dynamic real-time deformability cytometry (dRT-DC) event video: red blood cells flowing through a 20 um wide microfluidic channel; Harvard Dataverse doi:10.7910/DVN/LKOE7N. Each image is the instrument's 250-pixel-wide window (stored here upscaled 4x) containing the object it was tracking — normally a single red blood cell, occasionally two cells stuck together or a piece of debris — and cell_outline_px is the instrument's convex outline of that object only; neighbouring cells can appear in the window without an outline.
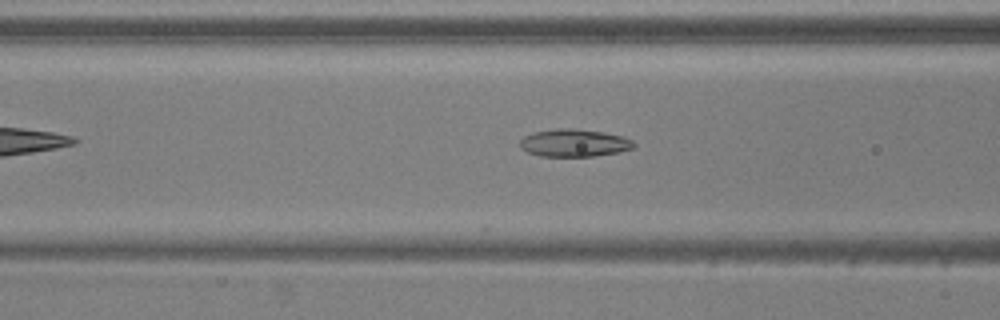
{"species": "common noctule bat (a hibernating species)", "species_latin": "Nyctalus noctula", "temperature_condition": "warm", "stored_images_in_passage": 44, "camera_frame_rate_fps": 3000, "um_per_image_px": 0.085, "animal": {"sex": "male", "body_mass_g": 20.5, "forearm_length_mm": 52.5}, "frame": {"image": 1, "passage_image": 12, "time_ms": 3.667, "image_size_px": [1000, 320], "cell_outline_px": [[636, 144], [632, 148], [616, 152], [592, 156], [540, 156], [528, 152], [520, 148], [520, 140], [524, 136], [532, 132], [556, 128], [576, 128], [604, 132], [624, 136], [632, 140]], "centroid_in_image_um": [48.78, 12.13], "position_along_channel_um": 117.8, "area_um2": 18.38}}
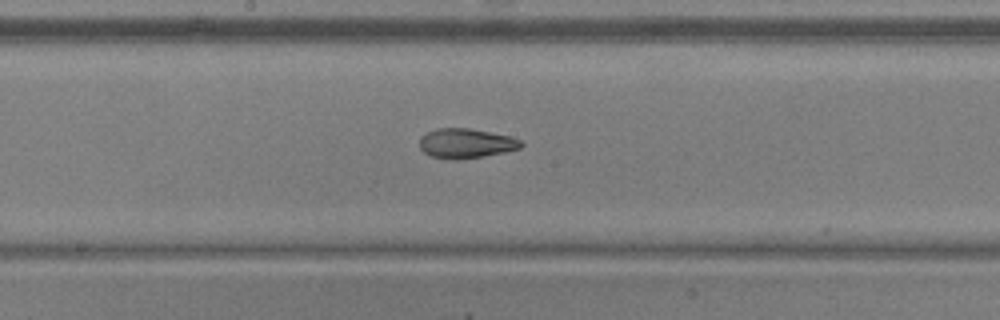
{"frame": {"image": 2, "passage_image": 19, "time_ms": 6.0, "image_size_px": [1000, 320], "cell_outline_px": [[524, 144], [520, 148], [504, 152], [484, 156], [456, 160], [432, 156], [424, 152], [420, 148], [420, 136], [436, 128], [468, 128], [508, 136], [520, 140]], "centroid_in_image_um": [39.59, 12.18], "position_along_channel_um": 208.6, "area_um2": 17.34}}
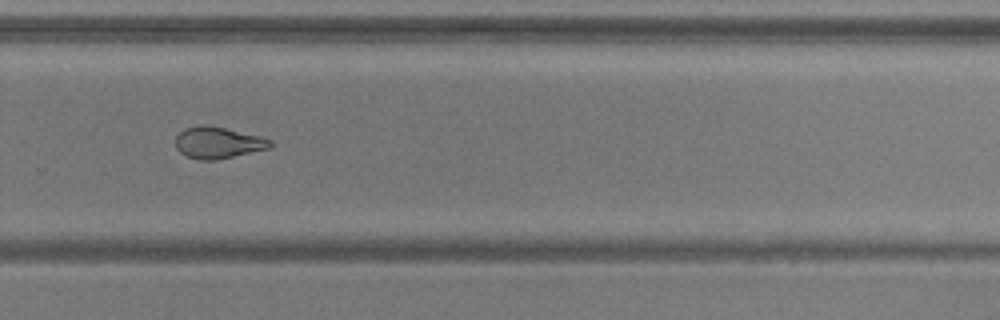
{"frame": {"image": 3, "passage_image": 27, "time_ms": 8.667, "image_size_px": [1000, 320], "cell_outline_px": [[272, 144], [268, 148], [232, 156], [212, 160], [200, 160], [188, 156], [180, 152], [176, 148], [176, 136], [184, 128], [200, 124], [208, 124], [260, 136], [272, 140]], "centroid_in_image_um": [18.49, 12.1], "position_along_channel_um": 311.3, "area_um2": 17.22}, "authors_computed_cell_mechanics": {"area_um2": 18.9873, "velocity_mm_per_s": 3.8703, "shape_relaxation_time_tau1_ms": null, "shape_relaxation_time_tau2_ms": 2.2672, "deformation_change_tau1": null, "deformation_change_tau2": 0.089}}